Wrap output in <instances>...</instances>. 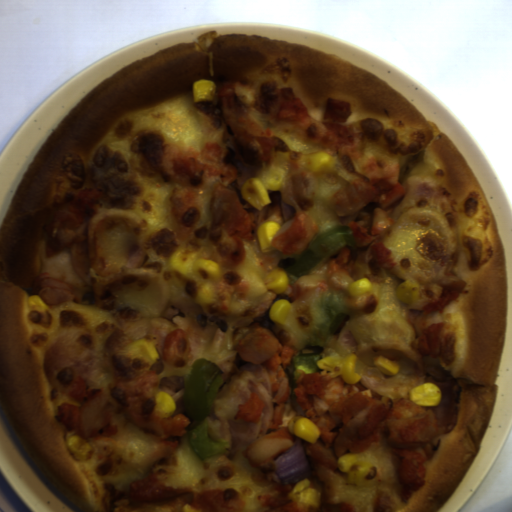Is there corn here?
<instances>
[{
    "label": "corn",
    "instance_id": "corn-1",
    "mask_svg": "<svg viewBox=\"0 0 512 512\" xmlns=\"http://www.w3.org/2000/svg\"><path fill=\"white\" fill-rule=\"evenodd\" d=\"M173 269L189 277H193L199 286L195 304L200 307L215 304L216 283L222 276V269L214 260L198 258L191 248L179 249L170 257Z\"/></svg>",
    "mask_w": 512,
    "mask_h": 512
},
{
    "label": "corn",
    "instance_id": "corn-2",
    "mask_svg": "<svg viewBox=\"0 0 512 512\" xmlns=\"http://www.w3.org/2000/svg\"><path fill=\"white\" fill-rule=\"evenodd\" d=\"M286 176V170L270 167L262 178H251L242 183L241 195L251 205L260 211L272 203L267 190L279 191Z\"/></svg>",
    "mask_w": 512,
    "mask_h": 512
},
{
    "label": "corn",
    "instance_id": "corn-3",
    "mask_svg": "<svg viewBox=\"0 0 512 512\" xmlns=\"http://www.w3.org/2000/svg\"><path fill=\"white\" fill-rule=\"evenodd\" d=\"M322 370L329 371L331 379L338 376L347 384H355L361 377V372L366 364L359 360L352 352L347 356H341L338 352L325 356L316 362Z\"/></svg>",
    "mask_w": 512,
    "mask_h": 512
},
{
    "label": "corn",
    "instance_id": "corn-4",
    "mask_svg": "<svg viewBox=\"0 0 512 512\" xmlns=\"http://www.w3.org/2000/svg\"><path fill=\"white\" fill-rule=\"evenodd\" d=\"M338 469L339 472L347 473V484L349 486H366L378 482L375 471L368 465H361L356 453L339 457Z\"/></svg>",
    "mask_w": 512,
    "mask_h": 512
},
{
    "label": "corn",
    "instance_id": "corn-5",
    "mask_svg": "<svg viewBox=\"0 0 512 512\" xmlns=\"http://www.w3.org/2000/svg\"><path fill=\"white\" fill-rule=\"evenodd\" d=\"M441 389L432 383H420L409 392L410 400L419 407L437 406L440 404Z\"/></svg>",
    "mask_w": 512,
    "mask_h": 512
},
{
    "label": "corn",
    "instance_id": "corn-6",
    "mask_svg": "<svg viewBox=\"0 0 512 512\" xmlns=\"http://www.w3.org/2000/svg\"><path fill=\"white\" fill-rule=\"evenodd\" d=\"M287 497L292 502H300L313 509L319 508L322 494L321 491L311 487V481L306 479L295 485Z\"/></svg>",
    "mask_w": 512,
    "mask_h": 512
},
{
    "label": "corn",
    "instance_id": "corn-7",
    "mask_svg": "<svg viewBox=\"0 0 512 512\" xmlns=\"http://www.w3.org/2000/svg\"><path fill=\"white\" fill-rule=\"evenodd\" d=\"M289 432L311 444H315L320 437V430L309 418L303 416L293 417L288 424Z\"/></svg>",
    "mask_w": 512,
    "mask_h": 512
},
{
    "label": "corn",
    "instance_id": "corn-8",
    "mask_svg": "<svg viewBox=\"0 0 512 512\" xmlns=\"http://www.w3.org/2000/svg\"><path fill=\"white\" fill-rule=\"evenodd\" d=\"M268 314L272 321L284 328H292L296 325L294 310L289 300H276Z\"/></svg>",
    "mask_w": 512,
    "mask_h": 512
},
{
    "label": "corn",
    "instance_id": "corn-9",
    "mask_svg": "<svg viewBox=\"0 0 512 512\" xmlns=\"http://www.w3.org/2000/svg\"><path fill=\"white\" fill-rule=\"evenodd\" d=\"M262 280L267 291L275 295L285 292L289 286V275L283 267L272 268Z\"/></svg>",
    "mask_w": 512,
    "mask_h": 512
},
{
    "label": "corn",
    "instance_id": "corn-10",
    "mask_svg": "<svg viewBox=\"0 0 512 512\" xmlns=\"http://www.w3.org/2000/svg\"><path fill=\"white\" fill-rule=\"evenodd\" d=\"M132 353L138 354L148 360L151 364L158 361L160 355L152 340L147 337H140L125 348Z\"/></svg>",
    "mask_w": 512,
    "mask_h": 512
},
{
    "label": "corn",
    "instance_id": "corn-11",
    "mask_svg": "<svg viewBox=\"0 0 512 512\" xmlns=\"http://www.w3.org/2000/svg\"><path fill=\"white\" fill-rule=\"evenodd\" d=\"M280 228L279 223L273 221H267L257 228V237L262 254L277 250L272 246V239Z\"/></svg>",
    "mask_w": 512,
    "mask_h": 512
},
{
    "label": "corn",
    "instance_id": "corn-12",
    "mask_svg": "<svg viewBox=\"0 0 512 512\" xmlns=\"http://www.w3.org/2000/svg\"><path fill=\"white\" fill-rule=\"evenodd\" d=\"M216 84L214 81L200 79L193 82L192 95L194 102H211L215 96Z\"/></svg>",
    "mask_w": 512,
    "mask_h": 512
},
{
    "label": "corn",
    "instance_id": "corn-13",
    "mask_svg": "<svg viewBox=\"0 0 512 512\" xmlns=\"http://www.w3.org/2000/svg\"><path fill=\"white\" fill-rule=\"evenodd\" d=\"M155 406L154 410L163 418H171L175 412L176 405L174 399L171 395L164 391L156 392L155 396Z\"/></svg>",
    "mask_w": 512,
    "mask_h": 512
},
{
    "label": "corn",
    "instance_id": "corn-14",
    "mask_svg": "<svg viewBox=\"0 0 512 512\" xmlns=\"http://www.w3.org/2000/svg\"><path fill=\"white\" fill-rule=\"evenodd\" d=\"M337 159L334 155L326 152H315L310 158L312 171L330 172L336 165Z\"/></svg>",
    "mask_w": 512,
    "mask_h": 512
},
{
    "label": "corn",
    "instance_id": "corn-15",
    "mask_svg": "<svg viewBox=\"0 0 512 512\" xmlns=\"http://www.w3.org/2000/svg\"><path fill=\"white\" fill-rule=\"evenodd\" d=\"M396 294L402 303L412 304L415 303L419 296V288L416 282L405 280L397 286Z\"/></svg>",
    "mask_w": 512,
    "mask_h": 512
},
{
    "label": "corn",
    "instance_id": "corn-16",
    "mask_svg": "<svg viewBox=\"0 0 512 512\" xmlns=\"http://www.w3.org/2000/svg\"><path fill=\"white\" fill-rule=\"evenodd\" d=\"M67 448L71 454L86 460L94 447L87 440L76 435L70 436Z\"/></svg>",
    "mask_w": 512,
    "mask_h": 512
},
{
    "label": "corn",
    "instance_id": "corn-17",
    "mask_svg": "<svg viewBox=\"0 0 512 512\" xmlns=\"http://www.w3.org/2000/svg\"><path fill=\"white\" fill-rule=\"evenodd\" d=\"M375 368H378L385 376H396L399 373L400 367L397 362L392 361L384 355H376L373 358Z\"/></svg>",
    "mask_w": 512,
    "mask_h": 512
},
{
    "label": "corn",
    "instance_id": "corn-18",
    "mask_svg": "<svg viewBox=\"0 0 512 512\" xmlns=\"http://www.w3.org/2000/svg\"><path fill=\"white\" fill-rule=\"evenodd\" d=\"M372 288V282L365 278L350 282L348 286V294L350 297H356L366 292H369Z\"/></svg>",
    "mask_w": 512,
    "mask_h": 512
},
{
    "label": "corn",
    "instance_id": "corn-19",
    "mask_svg": "<svg viewBox=\"0 0 512 512\" xmlns=\"http://www.w3.org/2000/svg\"><path fill=\"white\" fill-rule=\"evenodd\" d=\"M29 309H33L36 311H44L48 310L47 304L44 302V300L38 295L33 294L26 298Z\"/></svg>",
    "mask_w": 512,
    "mask_h": 512
}]
</instances>
